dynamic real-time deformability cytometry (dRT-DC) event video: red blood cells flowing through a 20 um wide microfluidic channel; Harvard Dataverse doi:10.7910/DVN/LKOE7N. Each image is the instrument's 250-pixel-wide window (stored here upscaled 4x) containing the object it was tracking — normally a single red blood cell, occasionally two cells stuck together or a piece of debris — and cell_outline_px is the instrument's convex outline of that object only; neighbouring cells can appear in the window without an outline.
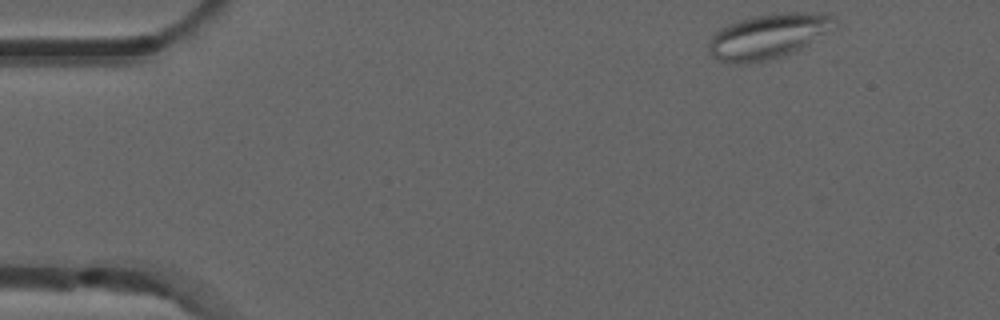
{"species": "common noctule bat (a hibernating species)", "species_latin": "Nyctalus noctula", "temperature_condition": "room temperature", "stored_images_in_passage": 4, "camera_frame_rate_fps": 3000, "um_per_image_px": 0.085, "animal": {"sex": "male", "forearm_length_mm": 52.5}, "frame": {"image": 1, "passage_image": 1, "time_ms": 0.0, "image_size_px": [1000, 320], "cell_outline_px": [[836, 20], [824, 32], [800, 48], [792, 52], [780, 56], [764, 60], [740, 64], [732, 64], [716, 60], [712, 56], [708, 48], [708, 44], [712, 36], [720, 28], [728, 24], [752, 16], [772, 12], [820, 12], [832, 16]], "centroid_in_image_um": [65.19, 3.06], "position_along_channel_um": 19.8, "area_um2": 32.37}}